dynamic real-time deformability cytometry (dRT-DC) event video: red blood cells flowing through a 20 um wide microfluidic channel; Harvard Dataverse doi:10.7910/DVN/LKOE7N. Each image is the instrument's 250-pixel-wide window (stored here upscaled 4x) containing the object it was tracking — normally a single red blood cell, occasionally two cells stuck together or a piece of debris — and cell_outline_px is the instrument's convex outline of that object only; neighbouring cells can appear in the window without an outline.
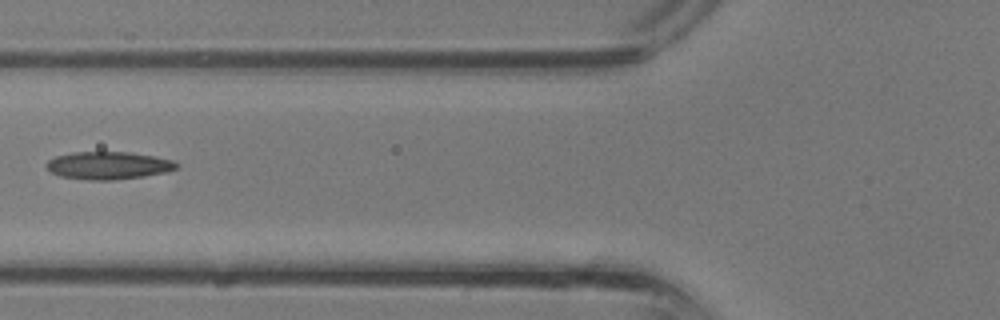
{"species": "common noctule bat (a hibernating species)", "species_latin": "Nyctalus noctula", "temperature_condition": "room temperature", "stored_images_in_passage": 34, "camera_frame_rate_fps": 3000, "um_per_image_px": 0.085, "animal": {"sex": "male", "body_mass_g": 13.3}, "frame": {"image": 1, "passage_image": 14, "time_ms": 4.333, "image_size_px": [1000, 320], "cell_outline_px": [[180, 164], [176, 168], [164, 172], [144, 176], [112, 180], [88, 180], [60, 176], [52, 172], [44, 164], [48, 160], [56, 156], [72, 152], [132, 152], [172, 160]], "centroid_in_image_um": [9.18, 14.06], "position_along_channel_um": 116.6, "area_um2": 20.87}}
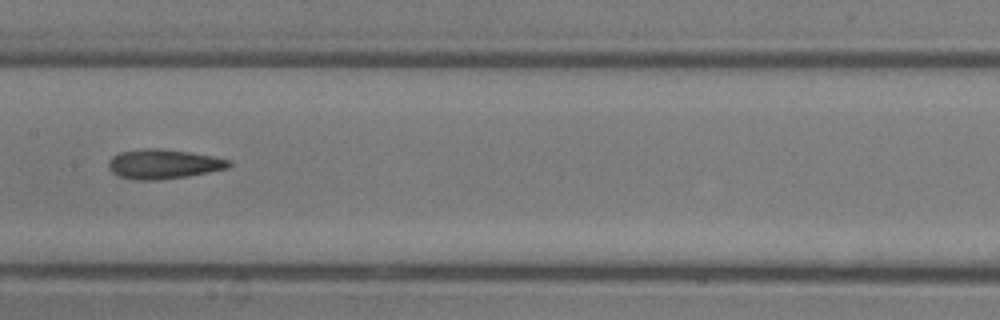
{"frame": {"image": 2, "passage_image": 18, "time_ms": 5.667, "image_size_px": [1000, 320], "cell_outline_px": [[232, 164], [228, 168], [188, 176], [160, 180], [132, 180], [116, 176], [108, 168], [108, 160], [112, 156], [120, 152], [144, 148], [160, 148], [188, 152], [212, 156], [228, 160]], "centroid_in_image_um": [13.83, 13.95], "position_along_channel_um": 193.6, "area_um2": 20.87}}
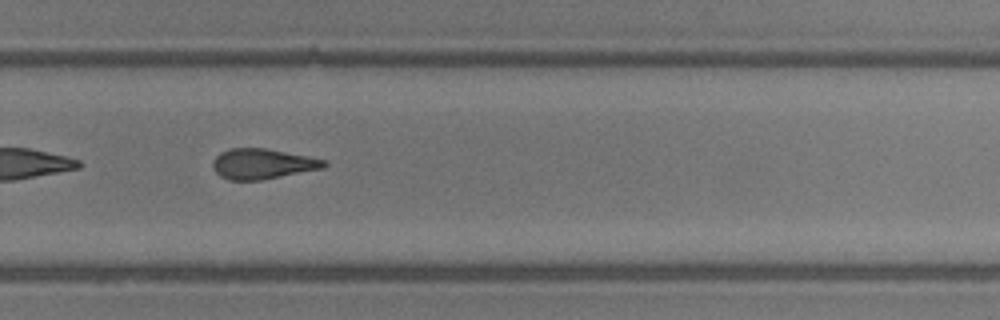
{"frame": {"image": 3, "passage_image": 24, "time_ms": 7.667, "image_size_px": [1000, 320], "cell_outline_px": [[328, 164], [324, 168], [260, 180], [228, 180], [220, 176], [212, 168], [212, 164], [216, 156], [220, 152], [232, 148], [268, 148], [328, 160]], "centroid_in_image_um": [22.33, 13.92], "position_along_channel_um": 307.5, "area_um2": 19.77}}